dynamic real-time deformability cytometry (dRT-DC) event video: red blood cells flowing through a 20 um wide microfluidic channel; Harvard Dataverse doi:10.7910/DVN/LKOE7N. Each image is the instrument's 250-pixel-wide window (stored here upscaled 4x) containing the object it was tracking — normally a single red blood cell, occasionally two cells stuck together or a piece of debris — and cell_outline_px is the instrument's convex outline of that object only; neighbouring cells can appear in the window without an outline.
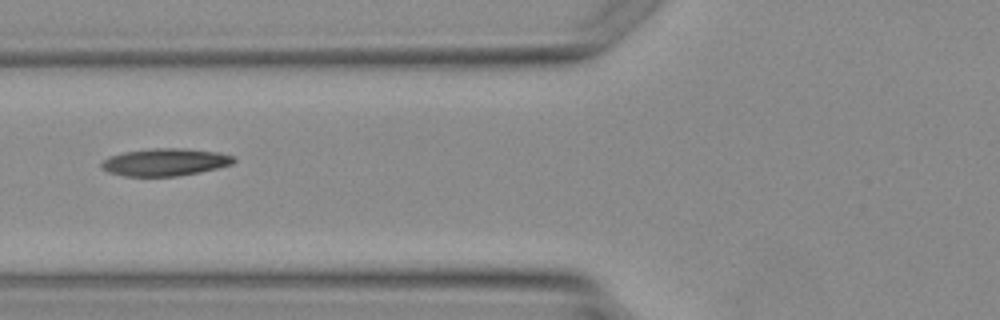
{"species": "Egyptian fruit bat (a non-hibernating species)", "species_latin": "Rousettus aegyptiacus", "temperature_condition": "warm", "stored_images_in_passage": 2, "camera_frame_rate_fps": 3000, "um_per_image_px": 0.085, "animal": {"sex": "female"}, "frame": {"image": 1, "passage_image": 2, "time_ms": 1.333, "image_size_px": [1000, 320], "cell_outline_px": [[236, 160], [232, 164], [200, 172], [176, 176], [124, 176], [108, 172], [100, 168], [100, 164], [104, 160], [112, 156], [124, 152], [152, 148], [184, 148], [216, 152], [232, 156]], "centroid_in_image_um": [14.01, 13.78], "position_along_channel_um": 111.8, "area_um2": 20.98}}